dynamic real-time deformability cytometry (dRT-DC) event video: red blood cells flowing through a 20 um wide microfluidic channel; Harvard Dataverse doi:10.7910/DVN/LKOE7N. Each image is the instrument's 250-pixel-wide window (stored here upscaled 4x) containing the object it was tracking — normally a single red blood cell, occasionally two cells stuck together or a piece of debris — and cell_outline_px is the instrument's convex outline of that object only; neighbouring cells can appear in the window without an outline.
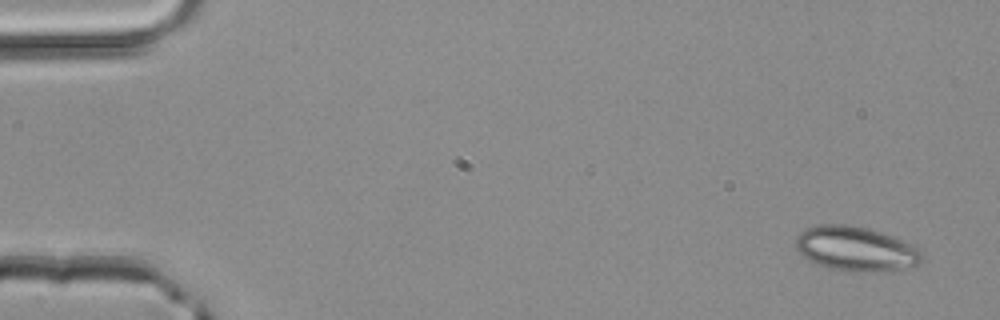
{"species": "common noctule bat (a hibernating species)", "species_latin": "Nyctalus noctula", "temperature_condition": "room temperature", "stored_images_in_passage": 4, "segment_of_instrument_passage": [2, 2], "camera_frame_rate_fps": 3000, "um_per_image_px": 0.085, "animal": {"sex": "male", "body_mass_g": 20.4}, "frame": {"image": 1, "passage_image": 4, "time_ms": 1.0, "image_size_px": [1000, 320], "cell_outline_px": [[924, 260], [916, 264], [884, 272], [856, 272], [828, 268], [808, 260], [796, 248], [796, 236], [800, 232], [808, 228], [820, 224], [848, 224], [868, 228], [892, 236], [912, 244], [924, 256]], "centroid_in_image_um": [72.73, 21.15], "position_along_channel_um": 12.3, "area_um2": 32.71}}